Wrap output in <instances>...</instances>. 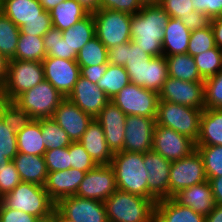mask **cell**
<instances>
[{
	"label": "cell",
	"mask_w": 222,
	"mask_h": 222,
	"mask_svg": "<svg viewBox=\"0 0 222 222\" xmlns=\"http://www.w3.org/2000/svg\"><path fill=\"white\" fill-rule=\"evenodd\" d=\"M195 11L208 15L211 19L222 16V0H192Z\"/></svg>",
	"instance_id": "cell-54"
},
{
	"label": "cell",
	"mask_w": 222,
	"mask_h": 222,
	"mask_svg": "<svg viewBox=\"0 0 222 222\" xmlns=\"http://www.w3.org/2000/svg\"><path fill=\"white\" fill-rule=\"evenodd\" d=\"M216 46L212 27L193 30L190 35L187 53L196 56Z\"/></svg>",
	"instance_id": "cell-45"
},
{
	"label": "cell",
	"mask_w": 222,
	"mask_h": 222,
	"mask_svg": "<svg viewBox=\"0 0 222 222\" xmlns=\"http://www.w3.org/2000/svg\"><path fill=\"white\" fill-rule=\"evenodd\" d=\"M21 182L13 161L0 170V198L11 192Z\"/></svg>",
	"instance_id": "cell-50"
},
{
	"label": "cell",
	"mask_w": 222,
	"mask_h": 222,
	"mask_svg": "<svg viewBox=\"0 0 222 222\" xmlns=\"http://www.w3.org/2000/svg\"><path fill=\"white\" fill-rule=\"evenodd\" d=\"M215 204L222 205V177L211 178L209 180Z\"/></svg>",
	"instance_id": "cell-58"
},
{
	"label": "cell",
	"mask_w": 222,
	"mask_h": 222,
	"mask_svg": "<svg viewBox=\"0 0 222 222\" xmlns=\"http://www.w3.org/2000/svg\"><path fill=\"white\" fill-rule=\"evenodd\" d=\"M130 82L159 93L169 77L166 57H150L146 62L126 63L124 65Z\"/></svg>",
	"instance_id": "cell-11"
},
{
	"label": "cell",
	"mask_w": 222,
	"mask_h": 222,
	"mask_svg": "<svg viewBox=\"0 0 222 222\" xmlns=\"http://www.w3.org/2000/svg\"><path fill=\"white\" fill-rule=\"evenodd\" d=\"M211 18L200 11L191 12L190 16L185 18V21H182L186 28L190 31L204 29L211 25Z\"/></svg>",
	"instance_id": "cell-55"
},
{
	"label": "cell",
	"mask_w": 222,
	"mask_h": 222,
	"mask_svg": "<svg viewBox=\"0 0 222 222\" xmlns=\"http://www.w3.org/2000/svg\"><path fill=\"white\" fill-rule=\"evenodd\" d=\"M43 43L47 57H56L69 60V46L63 40L62 31L57 28H50L43 36Z\"/></svg>",
	"instance_id": "cell-44"
},
{
	"label": "cell",
	"mask_w": 222,
	"mask_h": 222,
	"mask_svg": "<svg viewBox=\"0 0 222 222\" xmlns=\"http://www.w3.org/2000/svg\"><path fill=\"white\" fill-rule=\"evenodd\" d=\"M110 166L114 170L118 190L148 198V172L143 153H115Z\"/></svg>",
	"instance_id": "cell-2"
},
{
	"label": "cell",
	"mask_w": 222,
	"mask_h": 222,
	"mask_svg": "<svg viewBox=\"0 0 222 222\" xmlns=\"http://www.w3.org/2000/svg\"><path fill=\"white\" fill-rule=\"evenodd\" d=\"M169 14L159 4H143L131 16V40L151 57L163 55L164 28Z\"/></svg>",
	"instance_id": "cell-1"
},
{
	"label": "cell",
	"mask_w": 222,
	"mask_h": 222,
	"mask_svg": "<svg viewBox=\"0 0 222 222\" xmlns=\"http://www.w3.org/2000/svg\"><path fill=\"white\" fill-rule=\"evenodd\" d=\"M191 32L179 18H169L164 28L163 55L186 54Z\"/></svg>",
	"instance_id": "cell-29"
},
{
	"label": "cell",
	"mask_w": 222,
	"mask_h": 222,
	"mask_svg": "<svg viewBox=\"0 0 222 222\" xmlns=\"http://www.w3.org/2000/svg\"><path fill=\"white\" fill-rule=\"evenodd\" d=\"M97 165H110L113 158L102 126L93 119L79 141Z\"/></svg>",
	"instance_id": "cell-25"
},
{
	"label": "cell",
	"mask_w": 222,
	"mask_h": 222,
	"mask_svg": "<svg viewBox=\"0 0 222 222\" xmlns=\"http://www.w3.org/2000/svg\"><path fill=\"white\" fill-rule=\"evenodd\" d=\"M44 78L42 62L9 60L1 91L7 101H14L23 92L40 84Z\"/></svg>",
	"instance_id": "cell-6"
},
{
	"label": "cell",
	"mask_w": 222,
	"mask_h": 222,
	"mask_svg": "<svg viewBox=\"0 0 222 222\" xmlns=\"http://www.w3.org/2000/svg\"><path fill=\"white\" fill-rule=\"evenodd\" d=\"M86 172L75 168L48 172L44 188L50 198L57 203L60 199L74 196Z\"/></svg>",
	"instance_id": "cell-22"
},
{
	"label": "cell",
	"mask_w": 222,
	"mask_h": 222,
	"mask_svg": "<svg viewBox=\"0 0 222 222\" xmlns=\"http://www.w3.org/2000/svg\"><path fill=\"white\" fill-rule=\"evenodd\" d=\"M159 101L205 109L204 82H189L168 77L159 92Z\"/></svg>",
	"instance_id": "cell-12"
},
{
	"label": "cell",
	"mask_w": 222,
	"mask_h": 222,
	"mask_svg": "<svg viewBox=\"0 0 222 222\" xmlns=\"http://www.w3.org/2000/svg\"><path fill=\"white\" fill-rule=\"evenodd\" d=\"M126 117L127 115L109 101L94 118L102 126L107 146L112 154L124 151Z\"/></svg>",
	"instance_id": "cell-19"
},
{
	"label": "cell",
	"mask_w": 222,
	"mask_h": 222,
	"mask_svg": "<svg viewBox=\"0 0 222 222\" xmlns=\"http://www.w3.org/2000/svg\"><path fill=\"white\" fill-rule=\"evenodd\" d=\"M193 58L203 80L215 76L222 70V49L217 46Z\"/></svg>",
	"instance_id": "cell-40"
},
{
	"label": "cell",
	"mask_w": 222,
	"mask_h": 222,
	"mask_svg": "<svg viewBox=\"0 0 222 222\" xmlns=\"http://www.w3.org/2000/svg\"><path fill=\"white\" fill-rule=\"evenodd\" d=\"M52 27V19H33L20 27V34L43 37Z\"/></svg>",
	"instance_id": "cell-52"
},
{
	"label": "cell",
	"mask_w": 222,
	"mask_h": 222,
	"mask_svg": "<svg viewBox=\"0 0 222 222\" xmlns=\"http://www.w3.org/2000/svg\"><path fill=\"white\" fill-rule=\"evenodd\" d=\"M205 222H222V205L215 204L214 209L205 216Z\"/></svg>",
	"instance_id": "cell-59"
},
{
	"label": "cell",
	"mask_w": 222,
	"mask_h": 222,
	"mask_svg": "<svg viewBox=\"0 0 222 222\" xmlns=\"http://www.w3.org/2000/svg\"><path fill=\"white\" fill-rule=\"evenodd\" d=\"M154 222H205V216L171 197L156 202Z\"/></svg>",
	"instance_id": "cell-26"
},
{
	"label": "cell",
	"mask_w": 222,
	"mask_h": 222,
	"mask_svg": "<svg viewBox=\"0 0 222 222\" xmlns=\"http://www.w3.org/2000/svg\"><path fill=\"white\" fill-rule=\"evenodd\" d=\"M6 101L7 100H6V98H5V96L2 93L1 88H0V111H1V108L3 107V105L5 104Z\"/></svg>",
	"instance_id": "cell-65"
},
{
	"label": "cell",
	"mask_w": 222,
	"mask_h": 222,
	"mask_svg": "<svg viewBox=\"0 0 222 222\" xmlns=\"http://www.w3.org/2000/svg\"><path fill=\"white\" fill-rule=\"evenodd\" d=\"M173 198L179 204L188 206L204 216H207L215 207L212 188L208 180L182 189Z\"/></svg>",
	"instance_id": "cell-24"
},
{
	"label": "cell",
	"mask_w": 222,
	"mask_h": 222,
	"mask_svg": "<svg viewBox=\"0 0 222 222\" xmlns=\"http://www.w3.org/2000/svg\"><path fill=\"white\" fill-rule=\"evenodd\" d=\"M96 37L110 49L131 41V14L110 9L92 12Z\"/></svg>",
	"instance_id": "cell-7"
},
{
	"label": "cell",
	"mask_w": 222,
	"mask_h": 222,
	"mask_svg": "<svg viewBox=\"0 0 222 222\" xmlns=\"http://www.w3.org/2000/svg\"><path fill=\"white\" fill-rule=\"evenodd\" d=\"M156 118L127 115L124 135V151L145 153L152 150Z\"/></svg>",
	"instance_id": "cell-18"
},
{
	"label": "cell",
	"mask_w": 222,
	"mask_h": 222,
	"mask_svg": "<svg viewBox=\"0 0 222 222\" xmlns=\"http://www.w3.org/2000/svg\"><path fill=\"white\" fill-rule=\"evenodd\" d=\"M116 190L113 168L110 165H97L85 173L75 195L104 202Z\"/></svg>",
	"instance_id": "cell-14"
},
{
	"label": "cell",
	"mask_w": 222,
	"mask_h": 222,
	"mask_svg": "<svg viewBox=\"0 0 222 222\" xmlns=\"http://www.w3.org/2000/svg\"><path fill=\"white\" fill-rule=\"evenodd\" d=\"M46 150L69 146L72 141L68 134L52 119H39Z\"/></svg>",
	"instance_id": "cell-39"
},
{
	"label": "cell",
	"mask_w": 222,
	"mask_h": 222,
	"mask_svg": "<svg viewBox=\"0 0 222 222\" xmlns=\"http://www.w3.org/2000/svg\"><path fill=\"white\" fill-rule=\"evenodd\" d=\"M55 222H74L69 220L65 216H63L56 208H55Z\"/></svg>",
	"instance_id": "cell-63"
},
{
	"label": "cell",
	"mask_w": 222,
	"mask_h": 222,
	"mask_svg": "<svg viewBox=\"0 0 222 222\" xmlns=\"http://www.w3.org/2000/svg\"><path fill=\"white\" fill-rule=\"evenodd\" d=\"M168 74L170 77L189 82H204L201 78L193 56L175 54L166 56Z\"/></svg>",
	"instance_id": "cell-33"
},
{
	"label": "cell",
	"mask_w": 222,
	"mask_h": 222,
	"mask_svg": "<svg viewBox=\"0 0 222 222\" xmlns=\"http://www.w3.org/2000/svg\"><path fill=\"white\" fill-rule=\"evenodd\" d=\"M90 12L76 0H64L50 11L54 28L64 31L86 17Z\"/></svg>",
	"instance_id": "cell-31"
},
{
	"label": "cell",
	"mask_w": 222,
	"mask_h": 222,
	"mask_svg": "<svg viewBox=\"0 0 222 222\" xmlns=\"http://www.w3.org/2000/svg\"><path fill=\"white\" fill-rule=\"evenodd\" d=\"M17 148L18 153L44 156L46 147L38 120H33L17 133Z\"/></svg>",
	"instance_id": "cell-32"
},
{
	"label": "cell",
	"mask_w": 222,
	"mask_h": 222,
	"mask_svg": "<svg viewBox=\"0 0 222 222\" xmlns=\"http://www.w3.org/2000/svg\"><path fill=\"white\" fill-rule=\"evenodd\" d=\"M171 163L153 149L144 153V165L148 172V199L157 202L169 198Z\"/></svg>",
	"instance_id": "cell-16"
},
{
	"label": "cell",
	"mask_w": 222,
	"mask_h": 222,
	"mask_svg": "<svg viewBox=\"0 0 222 222\" xmlns=\"http://www.w3.org/2000/svg\"><path fill=\"white\" fill-rule=\"evenodd\" d=\"M205 108L222 109V70L204 80Z\"/></svg>",
	"instance_id": "cell-46"
},
{
	"label": "cell",
	"mask_w": 222,
	"mask_h": 222,
	"mask_svg": "<svg viewBox=\"0 0 222 222\" xmlns=\"http://www.w3.org/2000/svg\"><path fill=\"white\" fill-rule=\"evenodd\" d=\"M151 56L132 40L108 49V63L124 66L126 63L146 62Z\"/></svg>",
	"instance_id": "cell-35"
},
{
	"label": "cell",
	"mask_w": 222,
	"mask_h": 222,
	"mask_svg": "<svg viewBox=\"0 0 222 222\" xmlns=\"http://www.w3.org/2000/svg\"><path fill=\"white\" fill-rule=\"evenodd\" d=\"M1 12L18 28L33 19H51L39 0H1Z\"/></svg>",
	"instance_id": "cell-23"
},
{
	"label": "cell",
	"mask_w": 222,
	"mask_h": 222,
	"mask_svg": "<svg viewBox=\"0 0 222 222\" xmlns=\"http://www.w3.org/2000/svg\"><path fill=\"white\" fill-rule=\"evenodd\" d=\"M12 161L22 182L44 186L48 175L44 156L18 153Z\"/></svg>",
	"instance_id": "cell-27"
},
{
	"label": "cell",
	"mask_w": 222,
	"mask_h": 222,
	"mask_svg": "<svg viewBox=\"0 0 222 222\" xmlns=\"http://www.w3.org/2000/svg\"><path fill=\"white\" fill-rule=\"evenodd\" d=\"M67 98L93 118H95L110 101V98L96 83L90 82L81 75Z\"/></svg>",
	"instance_id": "cell-21"
},
{
	"label": "cell",
	"mask_w": 222,
	"mask_h": 222,
	"mask_svg": "<svg viewBox=\"0 0 222 222\" xmlns=\"http://www.w3.org/2000/svg\"><path fill=\"white\" fill-rule=\"evenodd\" d=\"M62 1L64 0H39L45 11H51Z\"/></svg>",
	"instance_id": "cell-62"
},
{
	"label": "cell",
	"mask_w": 222,
	"mask_h": 222,
	"mask_svg": "<svg viewBox=\"0 0 222 222\" xmlns=\"http://www.w3.org/2000/svg\"><path fill=\"white\" fill-rule=\"evenodd\" d=\"M69 155L70 168L88 172L97 166L92 157L86 152L83 145L79 141L72 142L69 145Z\"/></svg>",
	"instance_id": "cell-47"
},
{
	"label": "cell",
	"mask_w": 222,
	"mask_h": 222,
	"mask_svg": "<svg viewBox=\"0 0 222 222\" xmlns=\"http://www.w3.org/2000/svg\"><path fill=\"white\" fill-rule=\"evenodd\" d=\"M55 208L74 222H108L105 204L99 200L74 195L60 199Z\"/></svg>",
	"instance_id": "cell-15"
},
{
	"label": "cell",
	"mask_w": 222,
	"mask_h": 222,
	"mask_svg": "<svg viewBox=\"0 0 222 222\" xmlns=\"http://www.w3.org/2000/svg\"><path fill=\"white\" fill-rule=\"evenodd\" d=\"M52 119L68 134L72 142H77L94 118L66 97L60 102Z\"/></svg>",
	"instance_id": "cell-20"
},
{
	"label": "cell",
	"mask_w": 222,
	"mask_h": 222,
	"mask_svg": "<svg viewBox=\"0 0 222 222\" xmlns=\"http://www.w3.org/2000/svg\"><path fill=\"white\" fill-rule=\"evenodd\" d=\"M9 60L0 53V88L5 82Z\"/></svg>",
	"instance_id": "cell-60"
},
{
	"label": "cell",
	"mask_w": 222,
	"mask_h": 222,
	"mask_svg": "<svg viewBox=\"0 0 222 222\" xmlns=\"http://www.w3.org/2000/svg\"><path fill=\"white\" fill-rule=\"evenodd\" d=\"M76 62L79 66H95L108 63V49L95 36L77 53Z\"/></svg>",
	"instance_id": "cell-37"
},
{
	"label": "cell",
	"mask_w": 222,
	"mask_h": 222,
	"mask_svg": "<svg viewBox=\"0 0 222 222\" xmlns=\"http://www.w3.org/2000/svg\"><path fill=\"white\" fill-rule=\"evenodd\" d=\"M0 201L7 208L21 210L38 218L48 216L56 207L44 186L22 181Z\"/></svg>",
	"instance_id": "cell-4"
},
{
	"label": "cell",
	"mask_w": 222,
	"mask_h": 222,
	"mask_svg": "<svg viewBox=\"0 0 222 222\" xmlns=\"http://www.w3.org/2000/svg\"><path fill=\"white\" fill-rule=\"evenodd\" d=\"M17 44L15 57L11 60L42 62L47 57L43 37L20 34Z\"/></svg>",
	"instance_id": "cell-34"
},
{
	"label": "cell",
	"mask_w": 222,
	"mask_h": 222,
	"mask_svg": "<svg viewBox=\"0 0 222 222\" xmlns=\"http://www.w3.org/2000/svg\"><path fill=\"white\" fill-rule=\"evenodd\" d=\"M38 217L21 210L7 208L0 201V222H36Z\"/></svg>",
	"instance_id": "cell-53"
},
{
	"label": "cell",
	"mask_w": 222,
	"mask_h": 222,
	"mask_svg": "<svg viewBox=\"0 0 222 222\" xmlns=\"http://www.w3.org/2000/svg\"><path fill=\"white\" fill-rule=\"evenodd\" d=\"M108 222H154L156 201L116 190L105 201Z\"/></svg>",
	"instance_id": "cell-3"
},
{
	"label": "cell",
	"mask_w": 222,
	"mask_h": 222,
	"mask_svg": "<svg viewBox=\"0 0 222 222\" xmlns=\"http://www.w3.org/2000/svg\"><path fill=\"white\" fill-rule=\"evenodd\" d=\"M44 78L50 82L64 98L68 97L81 75L80 66L74 60L46 57L42 61Z\"/></svg>",
	"instance_id": "cell-17"
},
{
	"label": "cell",
	"mask_w": 222,
	"mask_h": 222,
	"mask_svg": "<svg viewBox=\"0 0 222 222\" xmlns=\"http://www.w3.org/2000/svg\"><path fill=\"white\" fill-rule=\"evenodd\" d=\"M211 27L215 44L218 48L222 49V16L212 18Z\"/></svg>",
	"instance_id": "cell-57"
},
{
	"label": "cell",
	"mask_w": 222,
	"mask_h": 222,
	"mask_svg": "<svg viewBox=\"0 0 222 222\" xmlns=\"http://www.w3.org/2000/svg\"><path fill=\"white\" fill-rule=\"evenodd\" d=\"M130 83V79L124 66L108 63L103 77L97 82V86L112 99L119 91Z\"/></svg>",
	"instance_id": "cell-36"
},
{
	"label": "cell",
	"mask_w": 222,
	"mask_h": 222,
	"mask_svg": "<svg viewBox=\"0 0 222 222\" xmlns=\"http://www.w3.org/2000/svg\"><path fill=\"white\" fill-rule=\"evenodd\" d=\"M18 154L17 133L0 118V170Z\"/></svg>",
	"instance_id": "cell-43"
},
{
	"label": "cell",
	"mask_w": 222,
	"mask_h": 222,
	"mask_svg": "<svg viewBox=\"0 0 222 222\" xmlns=\"http://www.w3.org/2000/svg\"><path fill=\"white\" fill-rule=\"evenodd\" d=\"M152 149L170 161L180 160L196 150V142L177 131L155 126Z\"/></svg>",
	"instance_id": "cell-13"
},
{
	"label": "cell",
	"mask_w": 222,
	"mask_h": 222,
	"mask_svg": "<svg viewBox=\"0 0 222 222\" xmlns=\"http://www.w3.org/2000/svg\"><path fill=\"white\" fill-rule=\"evenodd\" d=\"M20 28L0 12V53L8 60L15 57Z\"/></svg>",
	"instance_id": "cell-38"
},
{
	"label": "cell",
	"mask_w": 222,
	"mask_h": 222,
	"mask_svg": "<svg viewBox=\"0 0 222 222\" xmlns=\"http://www.w3.org/2000/svg\"><path fill=\"white\" fill-rule=\"evenodd\" d=\"M108 67V63L95 66H80L81 76L92 83H96L103 77Z\"/></svg>",
	"instance_id": "cell-56"
},
{
	"label": "cell",
	"mask_w": 222,
	"mask_h": 222,
	"mask_svg": "<svg viewBox=\"0 0 222 222\" xmlns=\"http://www.w3.org/2000/svg\"><path fill=\"white\" fill-rule=\"evenodd\" d=\"M36 222H55V209L54 211L49 214L48 216L38 218Z\"/></svg>",
	"instance_id": "cell-64"
},
{
	"label": "cell",
	"mask_w": 222,
	"mask_h": 222,
	"mask_svg": "<svg viewBox=\"0 0 222 222\" xmlns=\"http://www.w3.org/2000/svg\"><path fill=\"white\" fill-rule=\"evenodd\" d=\"M207 181L202 156L197 149L170 166L169 198L182 189Z\"/></svg>",
	"instance_id": "cell-10"
},
{
	"label": "cell",
	"mask_w": 222,
	"mask_h": 222,
	"mask_svg": "<svg viewBox=\"0 0 222 222\" xmlns=\"http://www.w3.org/2000/svg\"><path fill=\"white\" fill-rule=\"evenodd\" d=\"M62 36L69 46V60L76 61L77 53L96 36L93 14L89 13L72 27L62 31Z\"/></svg>",
	"instance_id": "cell-28"
},
{
	"label": "cell",
	"mask_w": 222,
	"mask_h": 222,
	"mask_svg": "<svg viewBox=\"0 0 222 222\" xmlns=\"http://www.w3.org/2000/svg\"><path fill=\"white\" fill-rule=\"evenodd\" d=\"M202 111L186 105L159 101L155 121L157 125L171 128L196 142L200 133Z\"/></svg>",
	"instance_id": "cell-5"
},
{
	"label": "cell",
	"mask_w": 222,
	"mask_h": 222,
	"mask_svg": "<svg viewBox=\"0 0 222 222\" xmlns=\"http://www.w3.org/2000/svg\"><path fill=\"white\" fill-rule=\"evenodd\" d=\"M142 4H158L160 0H140Z\"/></svg>",
	"instance_id": "cell-66"
},
{
	"label": "cell",
	"mask_w": 222,
	"mask_h": 222,
	"mask_svg": "<svg viewBox=\"0 0 222 222\" xmlns=\"http://www.w3.org/2000/svg\"><path fill=\"white\" fill-rule=\"evenodd\" d=\"M90 13L99 9V0H76Z\"/></svg>",
	"instance_id": "cell-61"
},
{
	"label": "cell",
	"mask_w": 222,
	"mask_h": 222,
	"mask_svg": "<svg viewBox=\"0 0 222 222\" xmlns=\"http://www.w3.org/2000/svg\"><path fill=\"white\" fill-rule=\"evenodd\" d=\"M0 118L6 125L12 128L15 133H18L33 121L31 116L13 101L5 102L0 111Z\"/></svg>",
	"instance_id": "cell-42"
},
{
	"label": "cell",
	"mask_w": 222,
	"mask_h": 222,
	"mask_svg": "<svg viewBox=\"0 0 222 222\" xmlns=\"http://www.w3.org/2000/svg\"><path fill=\"white\" fill-rule=\"evenodd\" d=\"M158 4L171 18H179L181 21H185V18L195 11L192 0H160Z\"/></svg>",
	"instance_id": "cell-49"
},
{
	"label": "cell",
	"mask_w": 222,
	"mask_h": 222,
	"mask_svg": "<svg viewBox=\"0 0 222 222\" xmlns=\"http://www.w3.org/2000/svg\"><path fill=\"white\" fill-rule=\"evenodd\" d=\"M196 149L202 156L207 180L222 177V146H196Z\"/></svg>",
	"instance_id": "cell-41"
},
{
	"label": "cell",
	"mask_w": 222,
	"mask_h": 222,
	"mask_svg": "<svg viewBox=\"0 0 222 222\" xmlns=\"http://www.w3.org/2000/svg\"><path fill=\"white\" fill-rule=\"evenodd\" d=\"M143 7L140 0H99V9H110L134 15Z\"/></svg>",
	"instance_id": "cell-51"
},
{
	"label": "cell",
	"mask_w": 222,
	"mask_h": 222,
	"mask_svg": "<svg viewBox=\"0 0 222 222\" xmlns=\"http://www.w3.org/2000/svg\"><path fill=\"white\" fill-rule=\"evenodd\" d=\"M222 146V109L205 108L200 119L196 146Z\"/></svg>",
	"instance_id": "cell-30"
},
{
	"label": "cell",
	"mask_w": 222,
	"mask_h": 222,
	"mask_svg": "<svg viewBox=\"0 0 222 222\" xmlns=\"http://www.w3.org/2000/svg\"><path fill=\"white\" fill-rule=\"evenodd\" d=\"M125 115L156 118L159 93L129 83L110 99Z\"/></svg>",
	"instance_id": "cell-9"
},
{
	"label": "cell",
	"mask_w": 222,
	"mask_h": 222,
	"mask_svg": "<svg viewBox=\"0 0 222 222\" xmlns=\"http://www.w3.org/2000/svg\"><path fill=\"white\" fill-rule=\"evenodd\" d=\"M44 159L48 172L70 169L69 146L59 149L46 150Z\"/></svg>",
	"instance_id": "cell-48"
},
{
	"label": "cell",
	"mask_w": 222,
	"mask_h": 222,
	"mask_svg": "<svg viewBox=\"0 0 222 222\" xmlns=\"http://www.w3.org/2000/svg\"><path fill=\"white\" fill-rule=\"evenodd\" d=\"M62 94L47 80H43L21 95L13 102L25 110L33 120L52 118L60 102Z\"/></svg>",
	"instance_id": "cell-8"
}]
</instances>
